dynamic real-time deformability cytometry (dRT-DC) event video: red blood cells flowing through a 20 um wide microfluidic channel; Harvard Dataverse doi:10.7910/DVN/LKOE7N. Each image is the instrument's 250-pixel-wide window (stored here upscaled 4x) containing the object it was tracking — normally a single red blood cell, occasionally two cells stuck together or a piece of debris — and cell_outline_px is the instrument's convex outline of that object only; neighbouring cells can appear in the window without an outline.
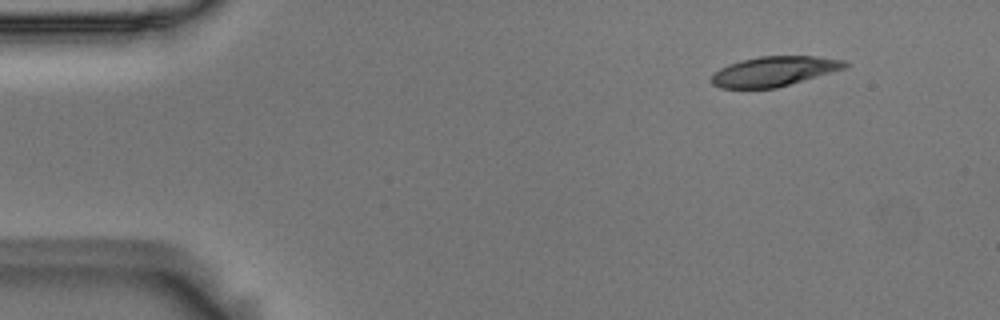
{"species": "Egyptian fruit bat (a non-hibernating species)", "species_latin": "Rousettus aegyptiacus", "temperature_condition": "room temperature", "stored_images_in_passage": 5, "segment_of_instrument_passage": [2, 2], "camera_frame_rate_fps": 3000, "um_per_image_px": 0.085, "animal": {"sex": "male"}, "frame": {"image": 1, "passage_image": 5, "time_ms": 1.333, "image_size_px": [1000, 320], "cell_outline_px": [[848, 68], [776, 88], [720, 88], [712, 84], [712, 76], [720, 68], [728, 64], [760, 56], [816, 56], [844, 60], [848, 64]], "centroid_in_image_um": [65.84, 6.06], "position_along_channel_um": 19.2, "area_um2": 23.12}}